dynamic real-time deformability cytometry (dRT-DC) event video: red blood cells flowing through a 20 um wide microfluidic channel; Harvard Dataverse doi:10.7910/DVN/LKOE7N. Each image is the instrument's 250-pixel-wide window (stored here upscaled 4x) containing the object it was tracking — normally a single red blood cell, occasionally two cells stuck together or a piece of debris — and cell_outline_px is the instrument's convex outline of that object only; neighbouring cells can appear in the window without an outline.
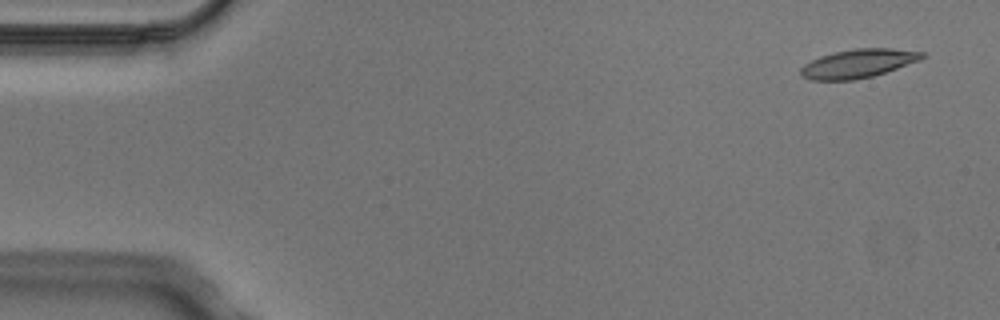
{"species": "Egyptian fruit bat (a non-hibernating species)", "species_latin": "Rousettus aegyptiacus", "temperature_condition": "cold", "stored_images_in_passage": 7, "camera_frame_rate_fps": 3000, "um_per_image_px": 0.085, "animal": {"sex": "male"}, "frame": {"image": 1, "passage_image": 1, "time_ms": 0.0, "image_size_px": [1000, 320], "cell_outline_px": [[924, 56], [920, 60], [872, 76], [852, 80], [812, 80], [800, 76], [800, 68], [804, 64], [820, 56], [836, 52], [856, 48], [892, 48], [924, 52]], "centroid_in_image_um": [72.91, 5.39], "position_along_channel_um": 12.1, "area_um2": 20.06}}
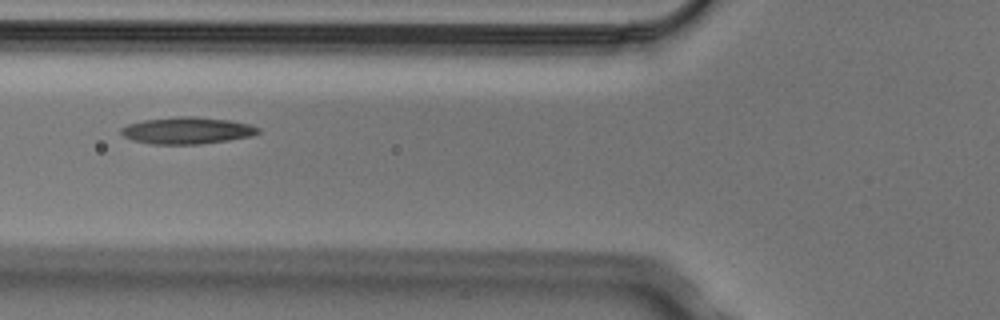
{"frame": {"image": 2, "passage_image": 5, "time_ms": 1.333, "image_size_px": [1000, 320], "cell_outline_px": [[260, 132], [252, 136], [228, 140], [200, 144], [152, 144], [132, 140], [124, 136], [120, 132], [120, 128], [128, 124], [144, 120], [176, 116], [196, 116], [228, 120], [248, 124], [260, 128]], "centroid_in_image_um": [15.89, 11.09], "position_along_channel_um": 109.9, "area_um2": 21.44}}
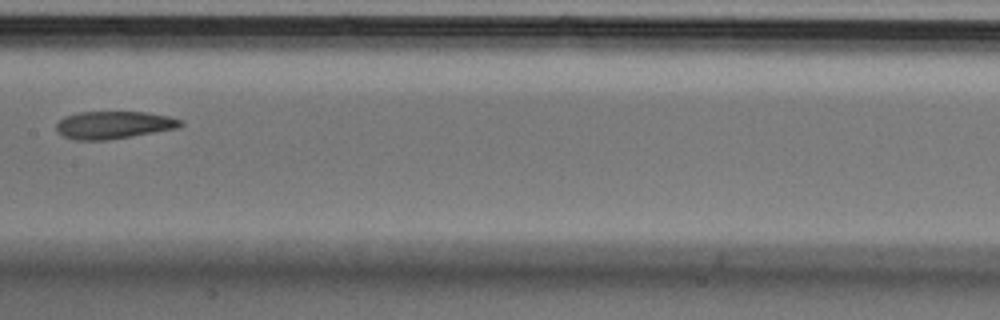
{"frame": {"image": 3, "passage_image": 7, "time_ms": 2.0, "image_size_px": [1000, 320], "cell_outline_px": [[184, 124], [176, 128], [132, 136], [108, 140], [72, 140], [56, 132], [56, 124], [64, 116], [80, 112], [144, 112], [168, 116], [184, 120]], "centroid_in_image_um": [9.64, 10.62], "position_along_channel_um": 197.8, "area_um2": 20.0}}